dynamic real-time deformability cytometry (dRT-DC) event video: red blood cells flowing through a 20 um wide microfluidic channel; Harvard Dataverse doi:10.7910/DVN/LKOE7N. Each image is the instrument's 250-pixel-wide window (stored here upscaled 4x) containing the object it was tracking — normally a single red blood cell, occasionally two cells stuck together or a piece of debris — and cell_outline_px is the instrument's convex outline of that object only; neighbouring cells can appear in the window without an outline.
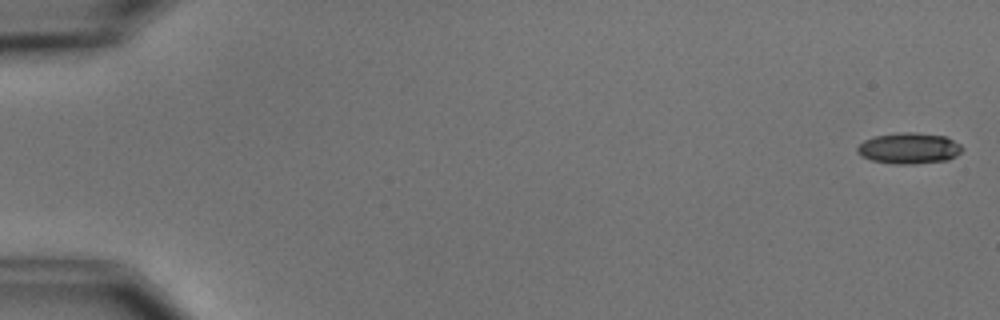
{"species": "common noctule bat (a hibernating species)", "species_latin": "Nyctalus noctula", "temperature_condition": "cold", "stored_images_in_passage": 6, "camera_frame_rate_fps": 3000, "um_per_image_px": 0.085, "animal": {"sex": "male", "body_mass_g": 15.6}, "frame": {"image": 1, "passage_image": 1, "time_ms": 0.0, "image_size_px": [1000, 320], "cell_outline_px": [[964, 148], [956, 156], [948, 160], [916, 164], [896, 164], [872, 160], [860, 156], [856, 152], [856, 148], [864, 140], [872, 136], [904, 132], [916, 132], [944, 136], [960, 144]], "centroid_in_image_um": [77.25, 12.6], "position_along_channel_um": 7.7, "area_um2": 19.07}}